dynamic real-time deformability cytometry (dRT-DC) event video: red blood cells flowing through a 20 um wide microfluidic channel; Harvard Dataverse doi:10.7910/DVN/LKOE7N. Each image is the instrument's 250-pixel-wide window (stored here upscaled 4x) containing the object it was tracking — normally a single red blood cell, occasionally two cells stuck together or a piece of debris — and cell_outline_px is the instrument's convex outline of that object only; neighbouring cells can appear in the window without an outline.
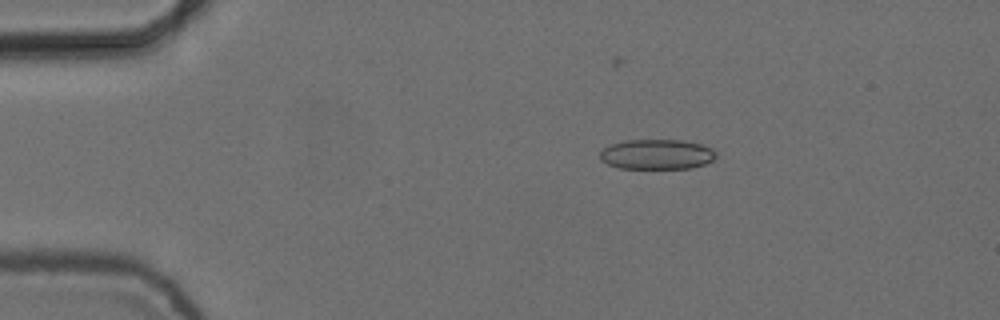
{"species": "common noctule bat (a hibernating species)", "species_latin": "Nyctalus noctula", "temperature_condition": "cold", "stored_images_in_passage": 10, "camera_frame_rate_fps": 3000, "um_per_image_px": 0.085, "animal": {"sex": "female", "body_mass_g": 24.6, "forearm_length_mm": 56.2}, "frame": {"image": 1, "passage_image": 2, "time_ms": 0.333, "image_size_px": [1000, 320], "cell_outline_px": [[716, 156], [712, 160], [704, 164], [692, 168], [620, 168], [608, 164], [600, 160], [600, 152], [604, 148], [612, 144], [624, 140], [684, 140], [700, 144], [712, 148], [716, 152]], "centroid_in_image_um": [55.83, 13.11], "position_along_channel_um": 29.2, "area_um2": 20.29}}
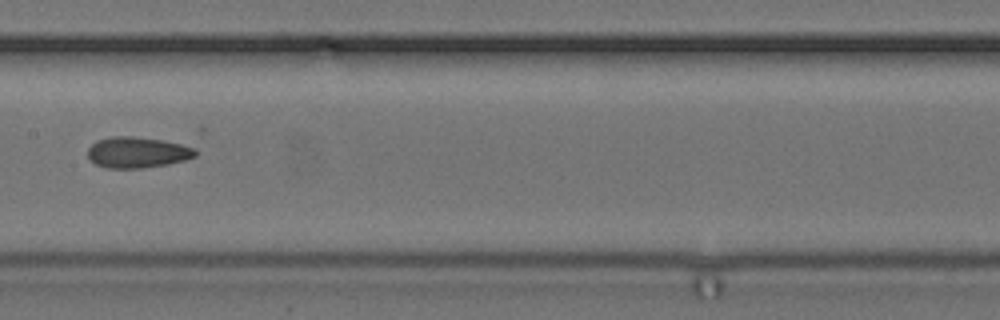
{"frame": {"image": 2, "passage_image": 7, "time_ms": 2.0, "image_size_px": [1000, 320], "cell_outline_px": [[196, 156], [184, 160], [168, 164], [140, 168], [104, 168], [96, 164], [88, 156], [88, 148], [96, 140], [112, 136], [132, 136], [196, 144]], "centroid_in_image_um": [11.76, 12.93], "position_along_channel_um": 195.6, "area_um2": 19.88}}
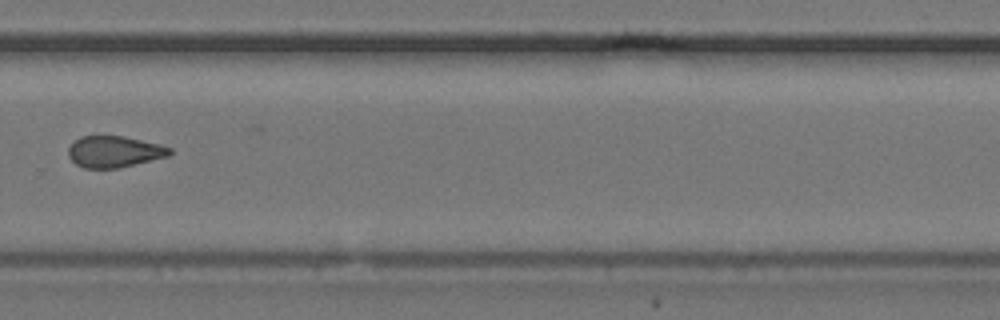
{"frame": {"image": 3, "passage_image": 10, "time_ms": 3.0, "image_size_px": [1000, 320], "cell_outline_px": [[172, 152], [168, 156], [116, 168], [84, 168], [76, 164], [68, 156], [68, 148], [80, 136], [124, 136], [160, 144], [172, 148]], "centroid_in_image_um": [9.71, 12.88], "position_along_channel_um": 320.1, "area_um2": 18.38}}